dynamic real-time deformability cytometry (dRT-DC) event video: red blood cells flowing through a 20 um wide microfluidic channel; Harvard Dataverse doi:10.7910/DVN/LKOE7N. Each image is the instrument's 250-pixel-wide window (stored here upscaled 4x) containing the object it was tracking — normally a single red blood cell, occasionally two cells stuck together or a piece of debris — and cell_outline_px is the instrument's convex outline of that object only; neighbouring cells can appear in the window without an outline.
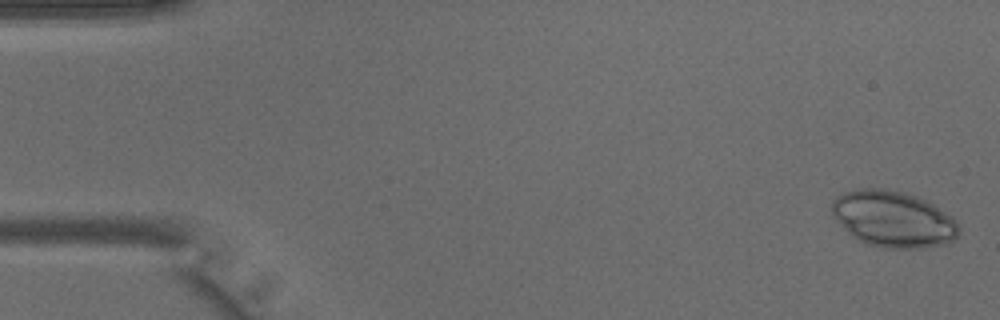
{"species": "common noctule bat (a hibernating species)", "species_latin": "Nyctalus noctula", "temperature_condition": "warm", "stored_images_in_passage": 42, "camera_frame_rate_fps": 3000, "um_per_image_px": 0.085, "animal": {"sex": "male", "body_mass_g": 15.6}, "frame": {"image": 1, "passage_image": 1, "time_ms": 0.0, "image_size_px": [1000, 320], "cell_outline_px": [[960, 232], [952, 240], [944, 244], [924, 248], [880, 248], [864, 244], [852, 236], [832, 216], [832, 200], [836, 196], [844, 192], [856, 188], [880, 188], [900, 192], [916, 196], [932, 204], [956, 220], [960, 228]], "centroid_in_image_um": [75.89, 18.63], "position_along_channel_um": 9.1, "area_um2": 41.67}}
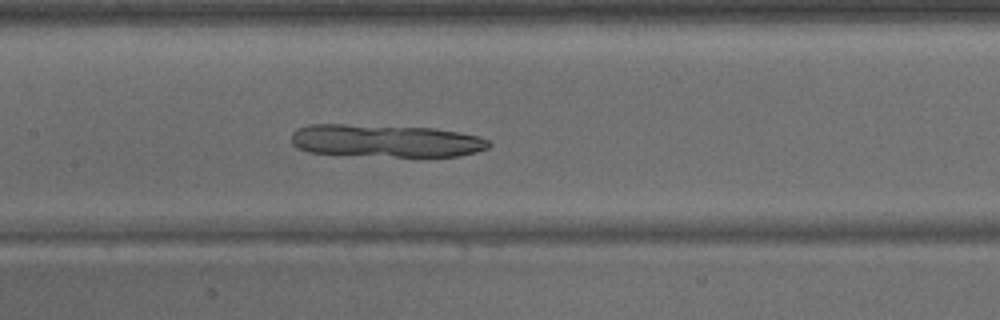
{"frame": {"image": 2, "passage_image": 20, "time_ms": 6.333, "image_size_px": [1000, 320], "cell_outline_px": [[492, 144], [488, 148], [476, 152], [460, 156], [396, 156], [308, 152], [296, 148], [292, 144], [292, 132], [296, 128], [308, 124], [344, 124], [436, 128], [460, 132], [476, 136], [488, 140]], "centroid_in_image_um": [32.77, 11.95], "position_along_channel_um": 174.6, "area_um2": 37.51}}
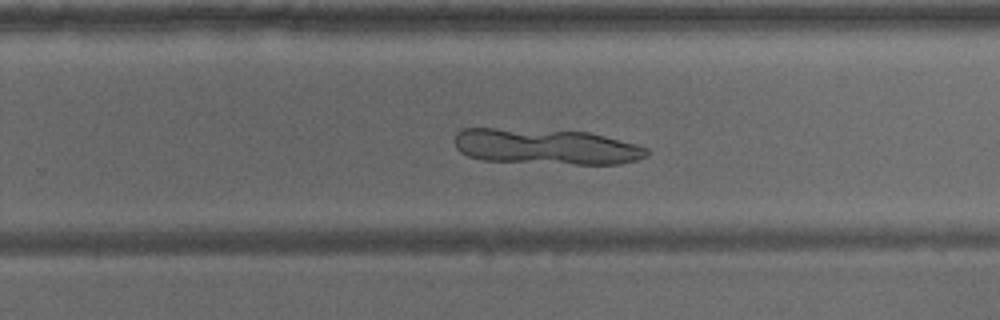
{"frame": {"image": 3, "passage_image": 27, "time_ms": 8.667, "image_size_px": [1000, 320], "cell_outline_px": [[648, 152], [644, 156], [636, 160], [620, 164], [576, 164], [484, 160], [468, 156], [460, 152], [456, 148], [456, 132], [464, 128], [496, 128], [588, 132], [636, 144], [648, 148]], "centroid_in_image_um": [46.39, 12.46], "position_along_channel_um": 283.4, "area_um2": 39.59}}